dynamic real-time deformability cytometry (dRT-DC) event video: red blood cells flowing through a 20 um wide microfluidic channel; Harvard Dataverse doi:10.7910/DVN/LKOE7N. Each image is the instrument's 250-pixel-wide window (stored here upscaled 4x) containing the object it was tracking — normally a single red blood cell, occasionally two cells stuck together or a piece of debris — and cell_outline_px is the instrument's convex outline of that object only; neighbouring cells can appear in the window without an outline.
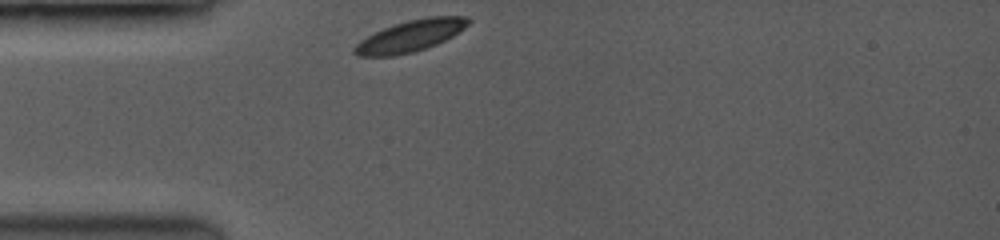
{"species": "common noctule bat (a hibernating species)", "species_latin": "Nyctalus noctula", "temperature_condition": "room temperature", "stored_images_in_passage": 57, "camera_frame_rate_fps": 3500, "um_per_image_px": 0.085, "animal": {"sex": "female", "body_mass_g": 19.0, "forearm_length_mm": 53.3}, "frame": {"image": 1, "passage_image": 1, "time_ms": 0.0, "image_size_px": [1000, 240], "cell_outline_px": [[472, 20], [464, 28], [452, 36], [436, 44], [412, 52], [392, 56], [356, 56], [352, 52], [352, 48], [360, 40], [384, 28], [408, 20], [428, 16], [468, 16]], "centroid_in_image_um": [34.88, 3.05], "position_along_channel_um": 50.1, "area_um2": 20.69}}
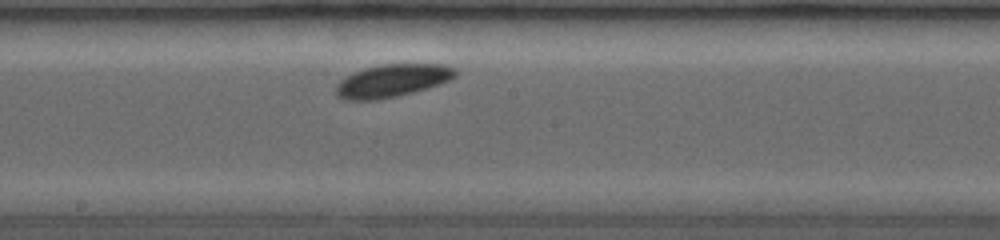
{"frame": {"image": 2, "passage_image": 21, "time_ms": 4.571, "image_size_px": [1000, 240], "cell_outline_px": [[456, 76], [440, 84], [392, 96], [372, 100], [348, 100], [340, 96], [336, 92], [336, 84], [340, 80], [364, 68], [384, 64], [444, 64], [456, 68]], "centroid_in_image_um": [33.35, 6.83], "position_along_channel_um": 214.8, "area_um2": 22.14}}
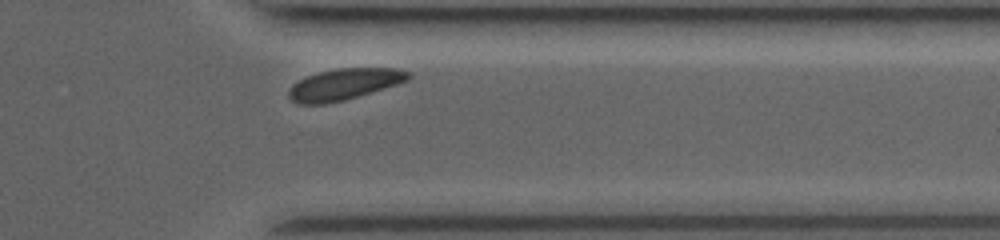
{"frame": {"image": 3, "passage_image": 50, "time_ms": 8.857, "image_size_px": [1000, 240], "cell_outline_px": [[412, 76], [408, 80], [396, 84], [344, 100], [324, 104], [300, 104], [292, 100], [288, 96], [288, 88], [292, 84], [308, 76], [320, 72], [340, 68], [392, 68], [408, 72]], "centroid_in_image_um": [29.21, 7.17], "position_along_channel_um": 382.2, "area_um2": 21.39}, "authors_computed_cell_mechanics": {"area_um2": 21.5594, "velocity_mm_per_s": 3.8775, "shape_relaxation_time_tau1_ms": 0.533, "shape_relaxation_time_tau2_ms": null, "deformation_change_tau1": 0.0424, "deformation_change_tau2": null}}